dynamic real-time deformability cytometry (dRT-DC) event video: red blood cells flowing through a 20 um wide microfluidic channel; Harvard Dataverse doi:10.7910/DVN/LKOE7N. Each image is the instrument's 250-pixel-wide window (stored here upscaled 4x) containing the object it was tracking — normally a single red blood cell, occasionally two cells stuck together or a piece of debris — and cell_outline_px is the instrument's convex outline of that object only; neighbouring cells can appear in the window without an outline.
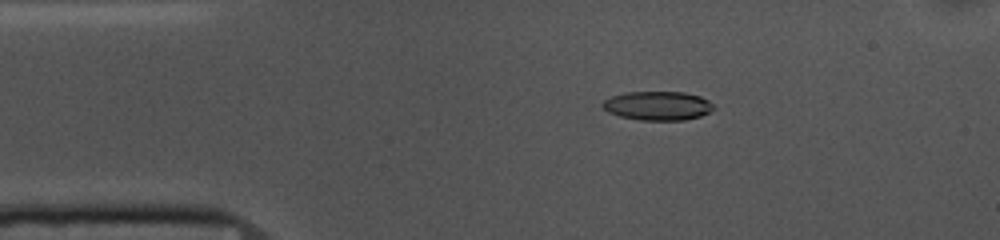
{"species": "common noctule bat (a hibernating species)", "species_latin": "Nyctalus noctula", "temperature_condition": "cold", "stored_images_in_passage": 53, "camera_frame_rate_fps": 3000, "um_per_image_px": 0.085, "animal": {"sex": "female", "body_mass_g": 10.0, "forearm_length_mm": 53.1}, "frame": {"image": 1, "passage_image": 9, "time_ms": 2.667, "image_size_px": [1000, 240], "cell_outline_px": [[716, 108], [700, 116], [684, 120], [640, 120], [620, 116], [608, 112], [600, 104], [604, 100], [612, 96], [628, 92], [684, 92], [700, 96], [708, 100]], "centroid_in_image_um": [55.91, 8.99], "position_along_channel_um": 29.1, "area_um2": 18.67}}
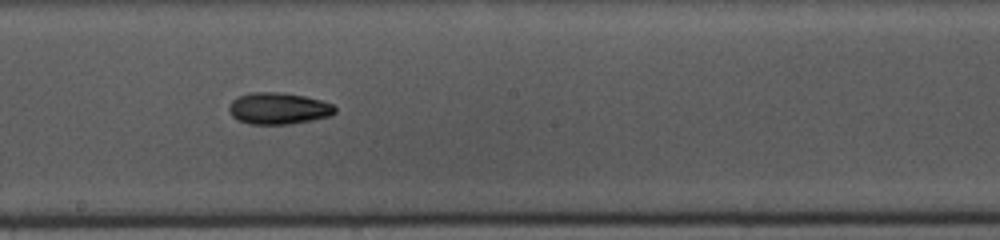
{"frame": {"image": 2, "passage_image": 28, "time_ms": 9.0, "image_size_px": [1000, 240], "cell_outline_px": [[336, 112], [332, 116], [312, 120], [288, 124], [248, 124], [232, 116], [228, 108], [232, 100], [236, 96], [252, 92], [276, 92], [304, 96], [320, 100], [332, 104], [336, 108]], "centroid_in_image_um": [23.67, 9.21], "position_along_channel_um": 224.5, "area_um2": 19.54}}
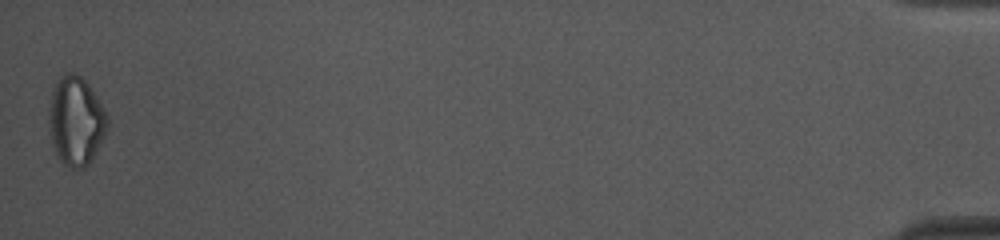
{"frame": {"image": 3, "passage_image": 53, "time_ms": 17.333, "image_size_px": [1000, 240], "cell_outline_px": [[108, 128], [96, 152], [88, 164], [84, 168], [72, 168], [64, 164], [60, 160], [52, 144], [48, 120], [48, 112], [52, 92], [56, 80], [60, 76], [68, 72], [72, 72], [80, 76], [88, 84], [96, 96], [108, 116]], "centroid_in_image_um": [6.44, 10.27], "position_along_channel_um": 428.8, "area_um2": 30.17}, "authors_computed_cell_mechanics": {"area_um2": 19.1896, "velocity_mm_per_s": 3.6713, "shape_relaxation_time_tau1_ms": 7.0496, "shape_relaxation_time_tau2_ms": null, "deformation_change_tau1": 0.1335, "deformation_change_tau2": null}}